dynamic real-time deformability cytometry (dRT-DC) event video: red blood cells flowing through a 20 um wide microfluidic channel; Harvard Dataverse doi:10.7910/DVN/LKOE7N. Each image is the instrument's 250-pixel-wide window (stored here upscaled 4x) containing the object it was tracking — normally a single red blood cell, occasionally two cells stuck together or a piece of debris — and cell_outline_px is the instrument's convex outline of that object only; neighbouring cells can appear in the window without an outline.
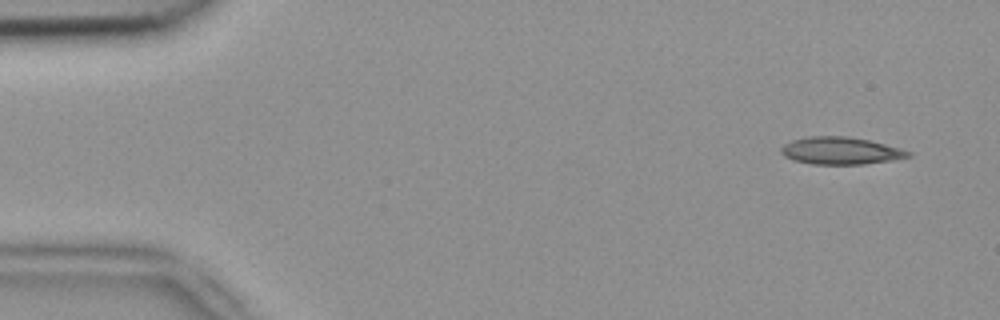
{"species": "common noctule bat (a hibernating species)", "species_latin": "Nyctalus noctula", "temperature_condition": "room temperature", "stored_images_in_passage": 5, "camera_frame_rate_fps": 3000, "um_per_image_px": 0.085, "animal": {"sex": "female", "body_mass_g": 18.4}, "frame": {"image": 1, "passage_image": 1, "time_ms": 0.0, "image_size_px": [1000, 320], "cell_outline_px": [[912, 156], [892, 160], [864, 164], [812, 164], [792, 160], [784, 156], [780, 152], [780, 148], [784, 144], [792, 140], [808, 136], [848, 136], [868, 140], [900, 148], [912, 152]], "centroid_in_image_um": [71.43, 12.81], "position_along_channel_um": 13.6, "area_um2": 20.29}}